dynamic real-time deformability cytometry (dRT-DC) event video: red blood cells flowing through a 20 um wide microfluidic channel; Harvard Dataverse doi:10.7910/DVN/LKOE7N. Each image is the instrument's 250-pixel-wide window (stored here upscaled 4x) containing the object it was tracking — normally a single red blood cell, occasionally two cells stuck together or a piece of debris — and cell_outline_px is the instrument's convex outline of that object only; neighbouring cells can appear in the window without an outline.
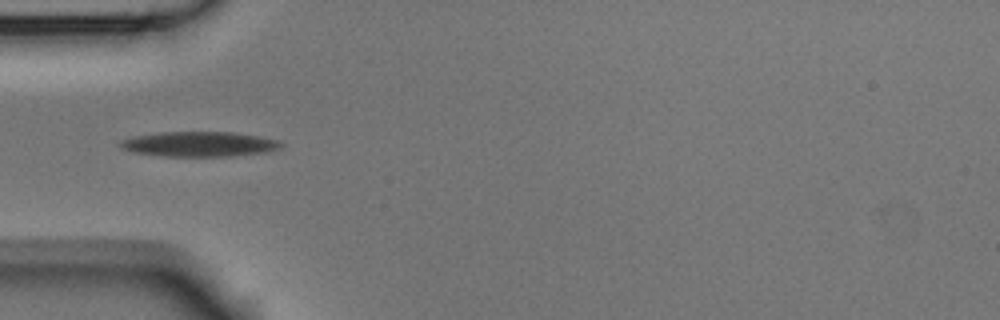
{"species": "Egyptian fruit bat (a non-hibernating species)", "species_latin": "Rousettus aegyptiacus", "temperature_condition": "room temperature", "stored_images_in_passage": 1, "camera_frame_rate_fps": 3000, "um_per_image_px": 0.085, "animal": {"sex": "male"}, "frame": {"image": 1, "passage_image": 1, "time_ms": 0.0, "image_size_px": [1000, 320], "cell_outline_px": [[284, 144], [280, 148], [272, 152], [236, 156], [160, 156], [132, 152], [120, 148], [116, 144], [120, 140], [132, 136], [160, 132], [232, 132], [280, 140]], "centroid_in_image_um": [16.92, 12.26], "position_along_channel_um": 68.1, "area_um2": 23.87}}